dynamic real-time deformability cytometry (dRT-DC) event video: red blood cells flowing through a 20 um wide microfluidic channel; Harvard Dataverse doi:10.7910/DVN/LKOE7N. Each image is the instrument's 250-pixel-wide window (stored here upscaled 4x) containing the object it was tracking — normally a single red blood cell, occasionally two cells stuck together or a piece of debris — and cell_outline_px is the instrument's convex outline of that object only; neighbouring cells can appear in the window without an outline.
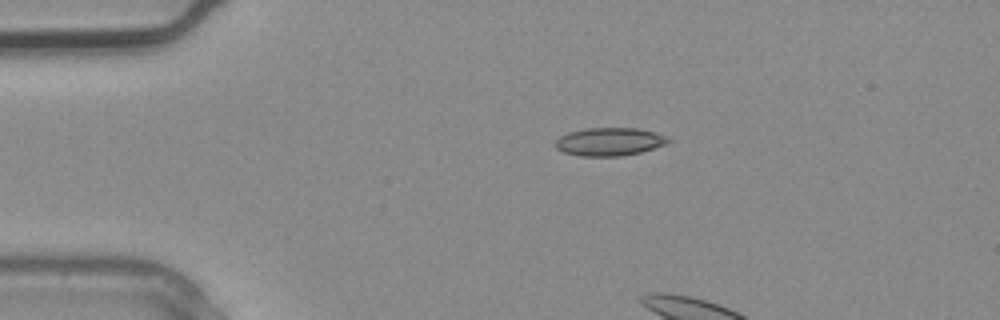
{"species": "common noctule bat (a hibernating species)", "species_latin": "Nyctalus noctula", "temperature_condition": "warm", "stored_images_in_passage": 2, "camera_frame_rate_fps": 3000, "um_per_image_px": 0.085, "animal": {"sex": "male", "body_mass_g": 20.4}, "frame": {"image": 1, "passage_image": 2, "time_ms": 0.333, "image_size_px": [1000, 320], "cell_outline_px": [[672, 140], [664, 144], [640, 152], [620, 156], [580, 156], [564, 152], [556, 148], [552, 144], [560, 136], [568, 132], [584, 128], [636, 128], [652, 132], [664, 136]], "centroid_in_image_um": [51.72, 12.04], "position_along_channel_um": 33.3, "area_um2": 18.32}}